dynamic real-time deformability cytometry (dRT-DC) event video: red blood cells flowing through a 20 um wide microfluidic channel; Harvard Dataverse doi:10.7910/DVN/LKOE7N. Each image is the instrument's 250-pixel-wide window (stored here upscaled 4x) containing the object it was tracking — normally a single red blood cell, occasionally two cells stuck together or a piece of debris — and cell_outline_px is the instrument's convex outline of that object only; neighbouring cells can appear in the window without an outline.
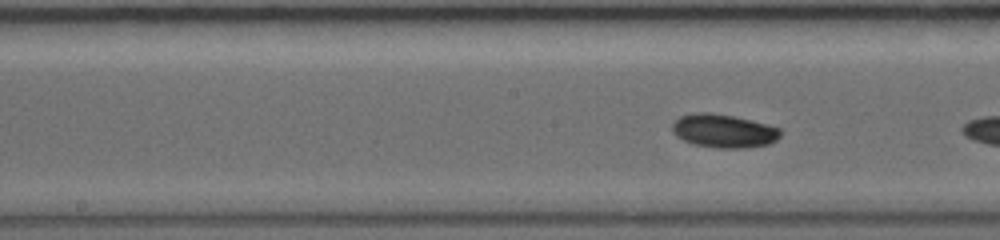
{"species": "common noctule bat (a hibernating species)", "species_latin": "Nyctalus noctula", "temperature_condition": "warm", "stored_images_in_passage": 28, "camera_frame_rate_fps": 5000, "um_per_image_px": 0.085, "animal": {"sex": "female", "body_mass_g": 19.0, "forearm_length_mm": 56.7}, "frame": {"image": 1, "passage_image": 9, "time_ms": 3.4, "image_size_px": [1000, 240], "cell_outline_px": [[780, 136], [776, 140], [768, 144], [744, 148], [716, 148], [692, 144], [676, 136], [672, 132], [672, 124], [680, 116], [696, 112], [712, 112], [752, 120], [780, 128]], "centroid_in_image_um": [61.49, 11.13], "position_along_channel_um": 186.7, "area_um2": 21.15}}
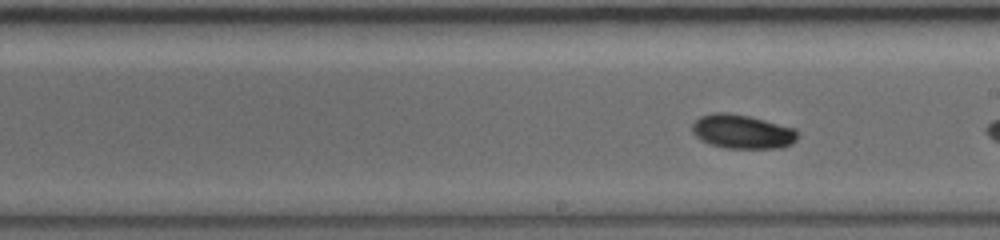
{"frame": {"image": 2, "passage_image": 13, "time_ms": 4.4, "image_size_px": [1000, 240], "cell_outline_px": [[800, 132], [796, 140], [792, 144], [780, 148], [728, 148], [712, 144], [700, 140], [692, 132], [692, 124], [700, 116], [712, 112], [728, 112], [748, 116], [796, 128]], "centroid_in_image_um": [63.12, 11.18], "position_along_channel_um": 225.9, "area_um2": 21.04}}